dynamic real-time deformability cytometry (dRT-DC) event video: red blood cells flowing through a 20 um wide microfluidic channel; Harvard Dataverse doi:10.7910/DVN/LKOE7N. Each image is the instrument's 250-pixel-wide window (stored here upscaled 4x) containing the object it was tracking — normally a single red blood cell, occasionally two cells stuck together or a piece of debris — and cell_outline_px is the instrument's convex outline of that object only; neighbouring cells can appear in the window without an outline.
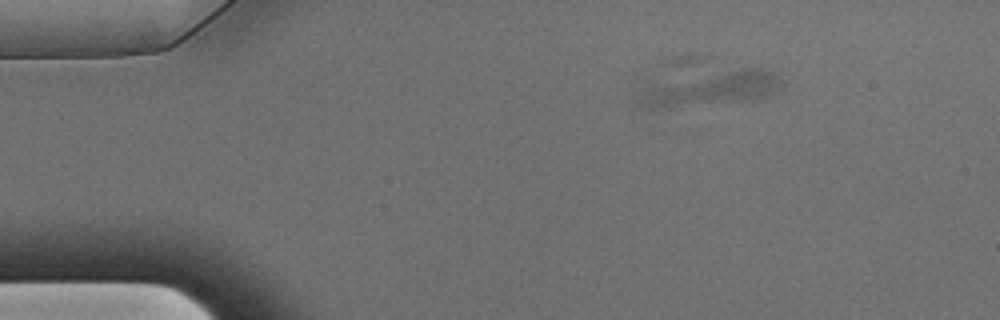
{"species": "Egyptian fruit bat (a non-hibernating species)", "species_latin": "Rousettus aegyptiacus", "temperature_condition": "warm", "stored_images_in_passage": 17, "camera_frame_rate_fps": 3000, "um_per_image_px": 0.085, "animal": {"sex": "male"}, "frame": {"image": 1, "passage_image": 8, "time_ms": 2.333, "image_size_px": [1000, 320], "cell_outline_px": [[780, 80], [776, 88], [772, 92], [756, 100], [672, 108], [644, 108], [636, 100], [648, 84], [740, 68], [768, 68], [776, 72], [780, 76]], "centroid_in_image_um": [60.42, 7.55], "position_along_channel_um": 24.6, "area_um2": 28.67}}